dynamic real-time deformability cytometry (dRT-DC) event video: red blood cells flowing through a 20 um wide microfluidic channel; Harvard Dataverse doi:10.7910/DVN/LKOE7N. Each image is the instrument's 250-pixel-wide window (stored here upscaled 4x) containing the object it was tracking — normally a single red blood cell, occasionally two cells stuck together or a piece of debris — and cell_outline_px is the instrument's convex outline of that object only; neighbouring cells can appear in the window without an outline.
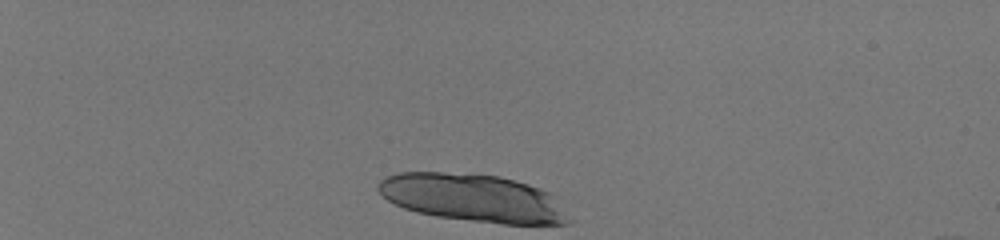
{"species": "human", "species_latin": "Homo sapiens", "temperature_condition": "room temperature", "stored_images_in_passage": 11, "camera_frame_rate_fps": 3000, "um_per_image_px": 0.085, "donor": {"sex": "male"}, "frame": {"image": 1, "passage_image": 1, "time_ms": 0.0, "image_size_px": [1000, 240], "cell_outline_px": [[572, 220], [568, 224], [504, 224], [436, 216], [416, 212], [404, 208], [388, 200], [376, 188], [376, 184], [384, 176], [400, 172], [444, 172], [500, 176], [528, 184], [552, 192]], "centroid_in_image_um": [40.22, 16.82], "position_along_channel_um": 44.8, "area_um2": 53.23}}